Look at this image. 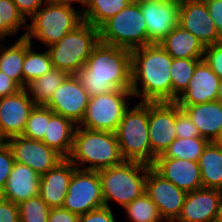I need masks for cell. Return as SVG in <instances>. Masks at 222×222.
<instances>
[{
  "label": "cell",
  "mask_w": 222,
  "mask_h": 222,
  "mask_svg": "<svg viewBox=\"0 0 222 222\" xmlns=\"http://www.w3.org/2000/svg\"><path fill=\"white\" fill-rule=\"evenodd\" d=\"M217 222H222V209H221L220 214L218 215Z\"/></svg>",
  "instance_id": "f907efd6"
},
{
  "label": "cell",
  "mask_w": 222,
  "mask_h": 222,
  "mask_svg": "<svg viewBox=\"0 0 222 222\" xmlns=\"http://www.w3.org/2000/svg\"><path fill=\"white\" fill-rule=\"evenodd\" d=\"M198 128L201 137L215 142L222 133V103L218 100L203 104L179 106Z\"/></svg>",
  "instance_id": "603a6c76"
},
{
  "label": "cell",
  "mask_w": 222,
  "mask_h": 222,
  "mask_svg": "<svg viewBox=\"0 0 222 222\" xmlns=\"http://www.w3.org/2000/svg\"><path fill=\"white\" fill-rule=\"evenodd\" d=\"M5 142V140L0 136V145H2Z\"/></svg>",
  "instance_id": "816d5d0a"
},
{
  "label": "cell",
  "mask_w": 222,
  "mask_h": 222,
  "mask_svg": "<svg viewBox=\"0 0 222 222\" xmlns=\"http://www.w3.org/2000/svg\"><path fill=\"white\" fill-rule=\"evenodd\" d=\"M209 141L203 137L176 138L162 155L156 158H177L199 161Z\"/></svg>",
  "instance_id": "4dcf8cb0"
},
{
  "label": "cell",
  "mask_w": 222,
  "mask_h": 222,
  "mask_svg": "<svg viewBox=\"0 0 222 222\" xmlns=\"http://www.w3.org/2000/svg\"><path fill=\"white\" fill-rule=\"evenodd\" d=\"M220 79L204 60H201L193 73L188 87L176 99L179 106L203 104L217 100Z\"/></svg>",
  "instance_id": "ffe728a7"
},
{
  "label": "cell",
  "mask_w": 222,
  "mask_h": 222,
  "mask_svg": "<svg viewBox=\"0 0 222 222\" xmlns=\"http://www.w3.org/2000/svg\"><path fill=\"white\" fill-rule=\"evenodd\" d=\"M53 68L48 50L36 52L33 50V43L26 39V53L22 65L23 88L32 80L43 76Z\"/></svg>",
  "instance_id": "f546056e"
},
{
  "label": "cell",
  "mask_w": 222,
  "mask_h": 222,
  "mask_svg": "<svg viewBox=\"0 0 222 222\" xmlns=\"http://www.w3.org/2000/svg\"><path fill=\"white\" fill-rule=\"evenodd\" d=\"M22 89V87L11 77L0 71V98L12 95Z\"/></svg>",
  "instance_id": "ee69618b"
},
{
  "label": "cell",
  "mask_w": 222,
  "mask_h": 222,
  "mask_svg": "<svg viewBox=\"0 0 222 222\" xmlns=\"http://www.w3.org/2000/svg\"><path fill=\"white\" fill-rule=\"evenodd\" d=\"M151 167L186 192L203 188L198 162L177 158H155Z\"/></svg>",
  "instance_id": "d6986e66"
},
{
  "label": "cell",
  "mask_w": 222,
  "mask_h": 222,
  "mask_svg": "<svg viewBox=\"0 0 222 222\" xmlns=\"http://www.w3.org/2000/svg\"><path fill=\"white\" fill-rule=\"evenodd\" d=\"M76 169L68 158H64L40 176L39 195L50 208H62L71 176Z\"/></svg>",
  "instance_id": "44dd1931"
},
{
  "label": "cell",
  "mask_w": 222,
  "mask_h": 222,
  "mask_svg": "<svg viewBox=\"0 0 222 222\" xmlns=\"http://www.w3.org/2000/svg\"><path fill=\"white\" fill-rule=\"evenodd\" d=\"M55 1L67 3V4H73L76 2V3L83 5L82 7L84 8V6L86 5L88 0H55Z\"/></svg>",
  "instance_id": "bcb514c9"
},
{
  "label": "cell",
  "mask_w": 222,
  "mask_h": 222,
  "mask_svg": "<svg viewBox=\"0 0 222 222\" xmlns=\"http://www.w3.org/2000/svg\"><path fill=\"white\" fill-rule=\"evenodd\" d=\"M222 148V133L220 137L215 141Z\"/></svg>",
  "instance_id": "681fc988"
},
{
  "label": "cell",
  "mask_w": 222,
  "mask_h": 222,
  "mask_svg": "<svg viewBox=\"0 0 222 222\" xmlns=\"http://www.w3.org/2000/svg\"><path fill=\"white\" fill-rule=\"evenodd\" d=\"M205 3L218 33L222 36V0H209Z\"/></svg>",
  "instance_id": "7bdbcfd3"
},
{
  "label": "cell",
  "mask_w": 222,
  "mask_h": 222,
  "mask_svg": "<svg viewBox=\"0 0 222 222\" xmlns=\"http://www.w3.org/2000/svg\"><path fill=\"white\" fill-rule=\"evenodd\" d=\"M30 20L31 24H27L26 32L20 37L30 42L32 39L39 40L46 48L56 44L83 22L82 10L55 0H47Z\"/></svg>",
  "instance_id": "277c9868"
},
{
  "label": "cell",
  "mask_w": 222,
  "mask_h": 222,
  "mask_svg": "<svg viewBox=\"0 0 222 222\" xmlns=\"http://www.w3.org/2000/svg\"><path fill=\"white\" fill-rule=\"evenodd\" d=\"M102 43L133 50L148 45L147 27L139 1L133 0L99 28Z\"/></svg>",
  "instance_id": "ba28073f"
},
{
  "label": "cell",
  "mask_w": 222,
  "mask_h": 222,
  "mask_svg": "<svg viewBox=\"0 0 222 222\" xmlns=\"http://www.w3.org/2000/svg\"><path fill=\"white\" fill-rule=\"evenodd\" d=\"M199 59L172 58L170 76L172 81V102L185 91L191 80Z\"/></svg>",
  "instance_id": "1f68e13d"
},
{
  "label": "cell",
  "mask_w": 222,
  "mask_h": 222,
  "mask_svg": "<svg viewBox=\"0 0 222 222\" xmlns=\"http://www.w3.org/2000/svg\"><path fill=\"white\" fill-rule=\"evenodd\" d=\"M27 29V20L18 11L12 0H0V41L4 42L5 37L14 35L20 27Z\"/></svg>",
  "instance_id": "836d02e7"
},
{
  "label": "cell",
  "mask_w": 222,
  "mask_h": 222,
  "mask_svg": "<svg viewBox=\"0 0 222 222\" xmlns=\"http://www.w3.org/2000/svg\"><path fill=\"white\" fill-rule=\"evenodd\" d=\"M133 0H88L82 8L83 21L99 28Z\"/></svg>",
  "instance_id": "f1b7e54d"
},
{
  "label": "cell",
  "mask_w": 222,
  "mask_h": 222,
  "mask_svg": "<svg viewBox=\"0 0 222 222\" xmlns=\"http://www.w3.org/2000/svg\"><path fill=\"white\" fill-rule=\"evenodd\" d=\"M90 96L77 75H68L46 104L55 114L79 125L84 118Z\"/></svg>",
  "instance_id": "7c38bea8"
},
{
  "label": "cell",
  "mask_w": 222,
  "mask_h": 222,
  "mask_svg": "<svg viewBox=\"0 0 222 222\" xmlns=\"http://www.w3.org/2000/svg\"><path fill=\"white\" fill-rule=\"evenodd\" d=\"M68 75L64 70L52 68L48 73L27 84L26 90L36 105H46Z\"/></svg>",
  "instance_id": "4316f807"
},
{
  "label": "cell",
  "mask_w": 222,
  "mask_h": 222,
  "mask_svg": "<svg viewBox=\"0 0 222 222\" xmlns=\"http://www.w3.org/2000/svg\"><path fill=\"white\" fill-rule=\"evenodd\" d=\"M26 53V38L19 37L12 44L0 45V71L15 80L23 88V72L22 65Z\"/></svg>",
  "instance_id": "83f0119b"
},
{
  "label": "cell",
  "mask_w": 222,
  "mask_h": 222,
  "mask_svg": "<svg viewBox=\"0 0 222 222\" xmlns=\"http://www.w3.org/2000/svg\"><path fill=\"white\" fill-rule=\"evenodd\" d=\"M5 142L10 147L15 162L27 165L40 176L64 159L40 140L19 135L10 137Z\"/></svg>",
  "instance_id": "4fadbf2b"
},
{
  "label": "cell",
  "mask_w": 222,
  "mask_h": 222,
  "mask_svg": "<svg viewBox=\"0 0 222 222\" xmlns=\"http://www.w3.org/2000/svg\"><path fill=\"white\" fill-rule=\"evenodd\" d=\"M76 75L90 97L131 89V50L99 42Z\"/></svg>",
  "instance_id": "6da1fadb"
},
{
  "label": "cell",
  "mask_w": 222,
  "mask_h": 222,
  "mask_svg": "<svg viewBox=\"0 0 222 222\" xmlns=\"http://www.w3.org/2000/svg\"><path fill=\"white\" fill-rule=\"evenodd\" d=\"M148 1L158 2V3H162V4H168V3H178L181 0H148Z\"/></svg>",
  "instance_id": "c3c4849f"
},
{
  "label": "cell",
  "mask_w": 222,
  "mask_h": 222,
  "mask_svg": "<svg viewBox=\"0 0 222 222\" xmlns=\"http://www.w3.org/2000/svg\"><path fill=\"white\" fill-rule=\"evenodd\" d=\"M3 199V194H2V191L0 190V200Z\"/></svg>",
  "instance_id": "f5cc1de1"
},
{
  "label": "cell",
  "mask_w": 222,
  "mask_h": 222,
  "mask_svg": "<svg viewBox=\"0 0 222 222\" xmlns=\"http://www.w3.org/2000/svg\"><path fill=\"white\" fill-rule=\"evenodd\" d=\"M35 105L26 88L0 98V136L6 140L22 135L29 114Z\"/></svg>",
  "instance_id": "2e32d148"
},
{
  "label": "cell",
  "mask_w": 222,
  "mask_h": 222,
  "mask_svg": "<svg viewBox=\"0 0 222 222\" xmlns=\"http://www.w3.org/2000/svg\"><path fill=\"white\" fill-rule=\"evenodd\" d=\"M48 121L49 108L46 105H35L29 114L22 136L41 141L46 134Z\"/></svg>",
  "instance_id": "e575fe53"
},
{
  "label": "cell",
  "mask_w": 222,
  "mask_h": 222,
  "mask_svg": "<svg viewBox=\"0 0 222 222\" xmlns=\"http://www.w3.org/2000/svg\"><path fill=\"white\" fill-rule=\"evenodd\" d=\"M171 64L172 57L160 44L131 50L133 97H141L140 102H172Z\"/></svg>",
  "instance_id": "7a4b0ae2"
},
{
  "label": "cell",
  "mask_w": 222,
  "mask_h": 222,
  "mask_svg": "<svg viewBox=\"0 0 222 222\" xmlns=\"http://www.w3.org/2000/svg\"><path fill=\"white\" fill-rule=\"evenodd\" d=\"M176 102H148V136L151 166L177 138L175 130Z\"/></svg>",
  "instance_id": "8fae6325"
},
{
  "label": "cell",
  "mask_w": 222,
  "mask_h": 222,
  "mask_svg": "<svg viewBox=\"0 0 222 222\" xmlns=\"http://www.w3.org/2000/svg\"><path fill=\"white\" fill-rule=\"evenodd\" d=\"M175 130L177 138L201 137L198 128L191 121L187 113L176 103Z\"/></svg>",
  "instance_id": "8d00e7d4"
},
{
  "label": "cell",
  "mask_w": 222,
  "mask_h": 222,
  "mask_svg": "<svg viewBox=\"0 0 222 222\" xmlns=\"http://www.w3.org/2000/svg\"><path fill=\"white\" fill-rule=\"evenodd\" d=\"M222 209V191L200 188L187 192L182 211L175 222H217Z\"/></svg>",
  "instance_id": "e0dca14e"
},
{
  "label": "cell",
  "mask_w": 222,
  "mask_h": 222,
  "mask_svg": "<svg viewBox=\"0 0 222 222\" xmlns=\"http://www.w3.org/2000/svg\"><path fill=\"white\" fill-rule=\"evenodd\" d=\"M130 222H164L156 204L144 192L123 208Z\"/></svg>",
  "instance_id": "d6a6232c"
},
{
  "label": "cell",
  "mask_w": 222,
  "mask_h": 222,
  "mask_svg": "<svg viewBox=\"0 0 222 222\" xmlns=\"http://www.w3.org/2000/svg\"><path fill=\"white\" fill-rule=\"evenodd\" d=\"M150 167L140 162L123 161L113 167L98 170L105 206L110 207V201H114L124 208L141 196L146 189Z\"/></svg>",
  "instance_id": "5b68a950"
},
{
  "label": "cell",
  "mask_w": 222,
  "mask_h": 222,
  "mask_svg": "<svg viewBox=\"0 0 222 222\" xmlns=\"http://www.w3.org/2000/svg\"><path fill=\"white\" fill-rule=\"evenodd\" d=\"M40 175L25 164L15 162L2 190L3 198L15 203L39 195Z\"/></svg>",
  "instance_id": "7402d4cb"
},
{
  "label": "cell",
  "mask_w": 222,
  "mask_h": 222,
  "mask_svg": "<svg viewBox=\"0 0 222 222\" xmlns=\"http://www.w3.org/2000/svg\"><path fill=\"white\" fill-rule=\"evenodd\" d=\"M178 25L194 35L204 47L222 42L203 1L181 0Z\"/></svg>",
  "instance_id": "9a60e30c"
},
{
  "label": "cell",
  "mask_w": 222,
  "mask_h": 222,
  "mask_svg": "<svg viewBox=\"0 0 222 222\" xmlns=\"http://www.w3.org/2000/svg\"><path fill=\"white\" fill-rule=\"evenodd\" d=\"M76 128L77 125L73 121L57 115L49 109L46 134L41 141L63 158H68L72 150Z\"/></svg>",
  "instance_id": "cb8c5ba5"
},
{
  "label": "cell",
  "mask_w": 222,
  "mask_h": 222,
  "mask_svg": "<svg viewBox=\"0 0 222 222\" xmlns=\"http://www.w3.org/2000/svg\"><path fill=\"white\" fill-rule=\"evenodd\" d=\"M217 100L222 103V79L219 81Z\"/></svg>",
  "instance_id": "7dc6e473"
},
{
  "label": "cell",
  "mask_w": 222,
  "mask_h": 222,
  "mask_svg": "<svg viewBox=\"0 0 222 222\" xmlns=\"http://www.w3.org/2000/svg\"><path fill=\"white\" fill-rule=\"evenodd\" d=\"M133 97L131 89H116L106 94L89 98L83 120L78 125L94 131L115 133L123 114Z\"/></svg>",
  "instance_id": "9c48e42d"
},
{
  "label": "cell",
  "mask_w": 222,
  "mask_h": 222,
  "mask_svg": "<svg viewBox=\"0 0 222 222\" xmlns=\"http://www.w3.org/2000/svg\"><path fill=\"white\" fill-rule=\"evenodd\" d=\"M18 11L27 20V17L34 15L47 0H12Z\"/></svg>",
  "instance_id": "b9f144b4"
},
{
  "label": "cell",
  "mask_w": 222,
  "mask_h": 222,
  "mask_svg": "<svg viewBox=\"0 0 222 222\" xmlns=\"http://www.w3.org/2000/svg\"><path fill=\"white\" fill-rule=\"evenodd\" d=\"M15 160L10 147L6 142L0 145V190L6 185L8 177L12 171Z\"/></svg>",
  "instance_id": "f35d334b"
},
{
  "label": "cell",
  "mask_w": 222,
  "mask_h": 222,
  "mask_svg": "<svg viewBox=\"0 0 222 222\" xmlns=\"http://www.w3.org/2000/svg\"><path fill=\"white\" fill-rule=\"evenodd\" d=\"M203 60L218 78L222 79V42L206 46L204 48Z\"/></svg>",
  "instance_id": "74e56055"
},
{
  "label": "cell",
  "mask_w": 222,
  "mask_h": 222,
  "mask_svg": "<svg viewBox=\"0 0 222 222\" xmlns=\"http://www.w3.org/2000/svg\"><path fill=\"white\" fill-rule=\"evenodd\" d=\"M159 44L172 58L203 60L205 47L194 35L179 25Z\"/></svg>",
  "instance_id": "d4e9b609"
},
{
  "label": "cell",
  "mask_w": 222,
  "mask_h": 222,
  "mask_svg": "<svg viewBox=\"0 0 222 222\" xmlns=\"http://www.w3.org/2000/svg\"><path fill=\"white\" fill-rule=\"evenodd\" d=\"M20 222H48L50 207L40 195L29 198L19 205Z\"/></svg>",
  "instance_id": "d590c367"
},
{
  "label": "cell",
  "mask_w": 222,
  "mask_h": 222,
  "mask_svg": "<svg viewBox=\"0 0 222 222\" xmlns=\"http://www.w3.org/2000/svg\"><path fill=\"white\" fill-rule=\"evenodd\" d=\"M145 192L156 204L165 222H175L184 205L187 192L163 178L152 167L148 169Z\"/></svg>",
  "instance_id": "5bb4252c"
},
{
  "label": "cell",
  "mask_w": 222,
  "mask_h": 222,
  "mask_svg": "<svg viewBox=\"0 0 222 222\" xmlns=\"http://www.w3.org/2000/svg\"><path fill=\"white\" fill-rule=\"evenodd\" d=\"M68 159L77 169L91 171L113 167L124 161L115 133L88 130L78 125Z\"/></svg>",
  "instance_id": "3957f363"
},
{
  "label": "cell",
  "mask_w": 222,
  "mask_h": 222,
  "mask_svg": "<svg viewBox=\"0 0 222 222\" xmlns=\"http://www.w3.org/2000/svg\"><path fill=\"white\" fill-rule=\"evenodd\" d=\"M79 216L63 208H51L48 222H78Z\"/></svg>",
  "instance_id": "f6af8a7d"
},
{
  "label": "cell",
  "mask_w": 222,
  "mask_h": 222,
  "mask_svg": "<svg viewBox=\"0 0 222 222\" xmlns=\"http://www.w3.org/2000/svg\"><path fill=\"white\" fill-rule=\"evenodd\" d=\"M148 130V102H138L133 108L128 107L115 131L124 161L151 166Z\"/></svg>",
  "instance_id": "52a82bcc"
},
{
  "label": "cell",
  "mask_w": 222,
  "mask_h": 222,
  "mask_svg": "<svg viewBox=\"0 0 222 222\" xmlns=\"http://www.w3.org/2000/svg\"><path fill=\"white\" fill-rule=\"evenodd\" d=\"M0 222H20L18 204L4 198L0 200Z\"/></svg>",
  "instance_id": "60d3db41"
},
{
  "label": "cell",
  "mask_w": 222,
  "mask_h": 222,
  "mask_svg": "<svg viewBox=\"0 0 222 222\" xmlns=\"http://www.w3.org/2000/svg\"><path fill=\"white\" fill-rule=\"evenodd\" d=\"M138 1L146 22L148 45L159 44L178 25L180 2L162 4Z\"/></svg>",
  "instance_id": "ac0fdd59"
},
{
  "label": "cell",
  "mask_w": 222,
  "mask_h": 222,
  "mask_svg": "<svg viewBox=\"0 0 222 222\" xmlns=\"http://www.w3.org/2000/svg\"><path fill=\"white\" fill-rule=\"evenodd\" d=\"M198 163L203 188L222 191V148L216 142H209Z\"/></svg>",
  "instance_id": "484cf974"
},
{
  "label": "cell",
  "mask_w": 222,
  "mask_h": 222,
  "mask_svg": "<svg viewBox=\"0 0 222 222\" xmlns=\"http://www.w3.org/2000/svg\"><path fill=\"white\" fill-rule=\"evenodd\" d=\"M105 206L98 171L76 169L62 208L80 216Z\"/></svg>",
  "instance_id": "30bf717a"
},
{
  "label": "cell",
  "mask_w": 222,
  "mask_h": 222,
  "mask_svg": "<svg viewBox=\"0 0 222 222\" xmlns=\"http://www.w3.org/2000/svg\"><path fill=\"white\" fill-rule=\"evenodd\" d=\"M78 222H117L111 207L103 206L80 215Z\"/></svg>",
  "instance_id": "ab89813d"
},
{
  "label": "cell",
  "mask_w": 222,
  "mask_h": 222,
  "mask_svg": "<svg viewBox=\"0 0 222 222\" xmlns=\"http://www.w3.org/2000/svg\"><path fill=\"white\" fill-rule=\"evenodd\" d=\"M99 42L98 28L83 21L56 44L47 47L53 68L76 75Z\"/></svg>",
  "instance_id": "8992f818"
}]
</instances>
